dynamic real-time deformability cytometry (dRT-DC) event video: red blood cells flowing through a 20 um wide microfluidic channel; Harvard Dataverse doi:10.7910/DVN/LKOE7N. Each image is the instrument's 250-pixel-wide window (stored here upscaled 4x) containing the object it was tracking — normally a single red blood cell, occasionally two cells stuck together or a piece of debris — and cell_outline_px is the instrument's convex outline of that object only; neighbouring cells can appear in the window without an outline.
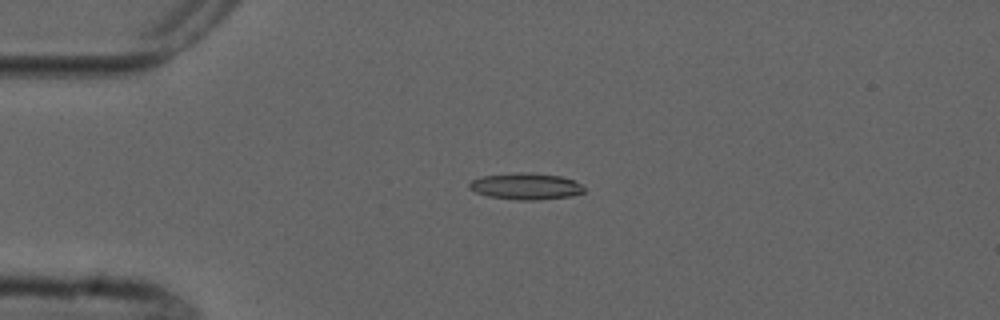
{"species": "common noctule bat (a hibernating species)", "species_latin": "Nyctalus noctula", "temperature_condition": "cold", "stored_images_in_passage": 5, "camera_frame_rate_fps": 3000, "um_per_image_px": 0.085, "animal": {"sex": "male", "forearm_length_mm": 52.5}, "frame": {"image": 1, "passage_image": 3, "time_ms": 2.333, "image_size_px": [1000, 320], "cell_outline_px": [[584, 192], [572, 196], [536, 200], [516, 200], [488, 196], [476, 192], [468, 188], [468, 184], [472, 180], [484, 176], [520, 172], [528, 172], [560, 176], [572, 180], [580, 184], [584, 188]], "centroid_in_image_um": [44.68, 15.84], "position_along_channel_um": 40.3, "area_um2": 17.63}}
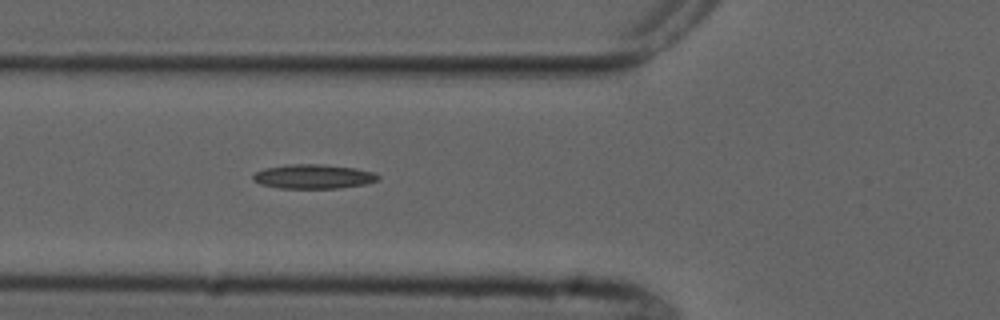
{"frame": {"image": 2, "passage_image": 5, "time_ms": 4.667, "image_size_px": [1000, 320], "cell_outline_px": [[380, 180], [364, 184], [340, 188], [280, 188], [260, 184], [252, 180], [252, 176], [256, 172], [264, 168], [288, 164], [324, 164], [356, 168], [372, 172], [380, 176]], "centroid_in_image_um": [26.63, 15.0], "position_along_channel_um": 99.2, "area_um2": 17.8}}